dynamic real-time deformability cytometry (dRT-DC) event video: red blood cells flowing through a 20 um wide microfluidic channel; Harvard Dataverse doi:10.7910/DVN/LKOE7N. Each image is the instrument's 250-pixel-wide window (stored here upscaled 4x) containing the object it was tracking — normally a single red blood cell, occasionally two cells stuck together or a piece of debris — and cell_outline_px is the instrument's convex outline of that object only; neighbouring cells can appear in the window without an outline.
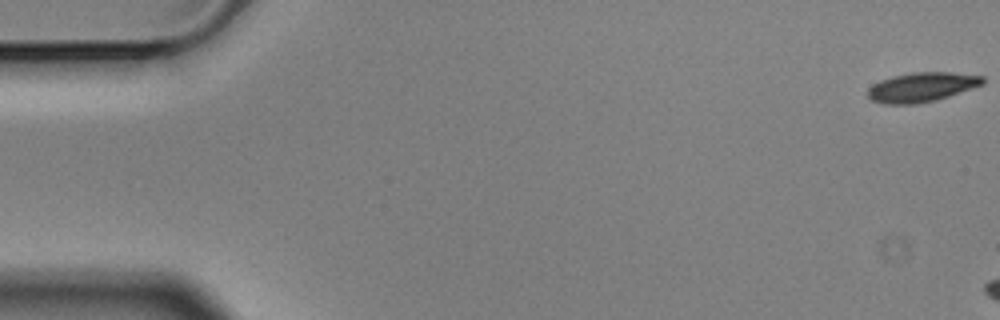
{"species": "Egyptian fruit bat (a non-hibernating species)", "species_latin": "Rousettus aegyptiacus", "temperature_condition": "cold", "stored_images_in_passage": 10, "camera_frame_rate_fps": 3000, "um_per_image_px": 0.085, "animal": {"sex": "male"}, "frame": {"image": 1, "passage_image": 1, "time_ms": 0.0, "image_size_px": [1000, 320], "cell_outline_px": [[984, 84], [936, 100], [916, 104], [884, 104], [872, 100], [868, 96], [868, 88], [872, 84], [880, 80], [892, 76], [912, 72], [948, 72], [984, 76]], "centroid_in_image_um": [78.32, 7.4], "position_along_channel_um": 6.7, "area_um2": 19.71}}
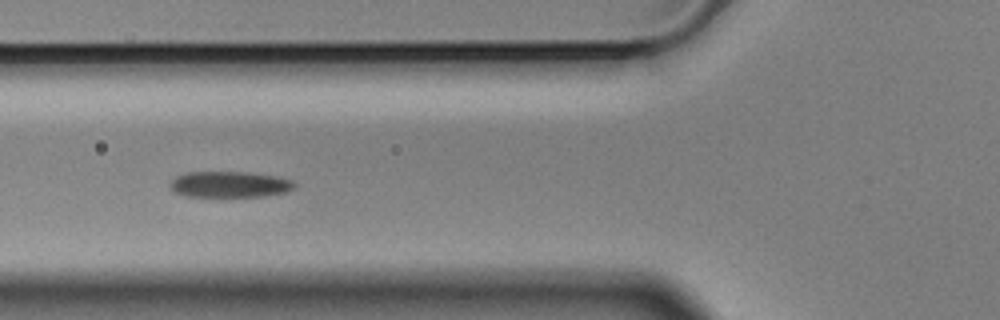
{"frame": {"image": 2, "passage_image": 7, "time_ms": 2.0, "image_size_px": [1000, 320], "cell_outline_px": [[296, 184], [288, 192], [260, 196], [188, 196], [176, 192], [168, 184], [176, 176], [188, 172], [248, 172], [276, 176], [292, 180]], "centroid_in_image_um": [19.53, 15.66], "position_along_channel_um": 106.3, "area_um2": 18.67}}
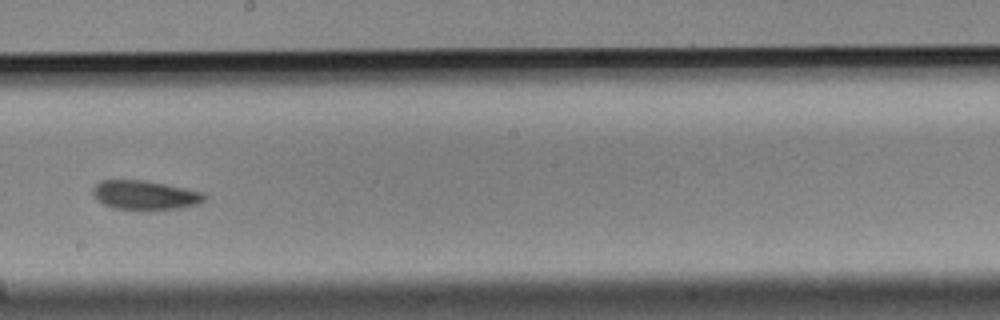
{"frame": {"image": 3, "passage_image": 10, "time_ms": 3.0, "image_size_px": [1000, 320], "cell_outline_px": [[204, 200], [196, 204], [180, 208], [112, 208], [104, 204], [92, 196], [92, 188], [100, 180], [144, 180], [204, 192]], "centroid_in_image_um": [12.26, 16.55], "position_along_channel_um": 235.9, "area_um2": 18.44}}